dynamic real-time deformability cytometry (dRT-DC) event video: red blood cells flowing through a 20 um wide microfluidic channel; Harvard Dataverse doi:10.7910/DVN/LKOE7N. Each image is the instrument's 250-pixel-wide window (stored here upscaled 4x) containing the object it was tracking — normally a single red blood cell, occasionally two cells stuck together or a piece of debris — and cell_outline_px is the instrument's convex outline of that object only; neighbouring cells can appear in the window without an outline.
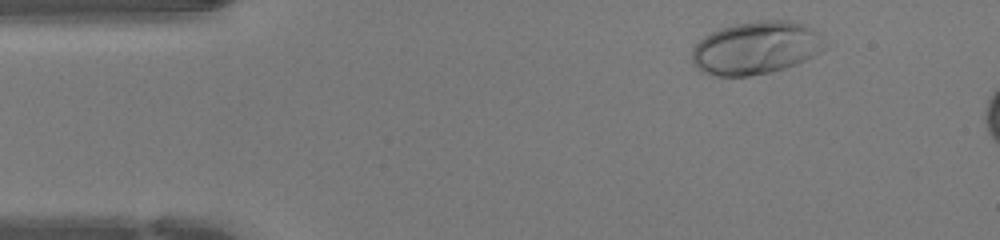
{"species": "human", "species_latin": "Homo sapiens", "temperature_condition": "warm", "stored_images_in_passage": 6, "camera_frame_rate_fps": 3000, "um_per_image_px": 0.085, "donor": {"sex": "female"}, "frame": {"image": 1, "passage_image": 1, "time_ms": 0.0, "image_size_px": [1000, 240], "cell_outline_px": [[824, 48], [820, 52], [796, 64], [784, 68], [768, 72], [748, 76], [712, 76], [700, 72], [692, 60], [692, 48], [704, 36], [720, 28], [736, 24], [756, 20], [792, 20], [808, 24], [820, 32]], "centroid_in_image_um": [64.25, 4.05], "position_along_channel_um": 20.7, "area_um2": 41.15}}